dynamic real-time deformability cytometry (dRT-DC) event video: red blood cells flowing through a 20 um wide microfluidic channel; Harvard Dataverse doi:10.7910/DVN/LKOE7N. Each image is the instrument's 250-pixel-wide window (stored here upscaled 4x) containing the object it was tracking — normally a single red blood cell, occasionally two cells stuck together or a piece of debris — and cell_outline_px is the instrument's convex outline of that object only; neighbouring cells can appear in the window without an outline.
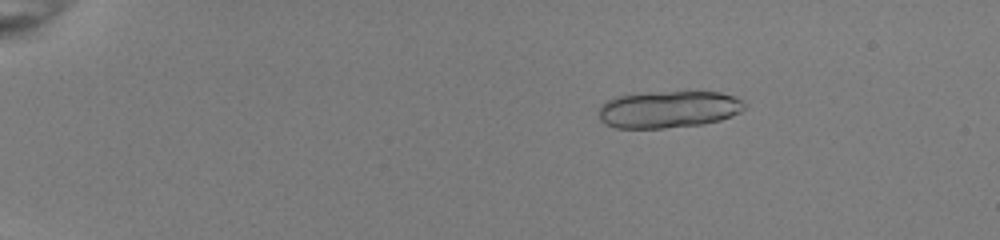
{"species": "common noctule bat (a hibernating species)", "species_latin": "Nyctalus noctula", "temperature_condition": "room temperature", "stored_images_in_passage": 22, "camera_frame_rate_fps": 3000, "um_per_image_px": 0.085, "animal": {"sex": "female", "body_mass_g": 22.0, "forearm_length_mm": 56.7}, "frame": {"image": 1, "passage_image": 10, "time_ms": 3.0, "image_size_px": [1000, 240], "cell_outline_px": [[748, 108], [732, 116], [720, 120], [704, 124], [664, 128], [616, 128], [604, 124], [600, 120], [600, 104], [616, 96], [640, 92], [720, 92], [736, 96], [744, 100], [748, 104]], "centroid_in_image_um": [56.87, 9.29], "position_along_channel_um": 28.1, "area_um2": 32.02}}